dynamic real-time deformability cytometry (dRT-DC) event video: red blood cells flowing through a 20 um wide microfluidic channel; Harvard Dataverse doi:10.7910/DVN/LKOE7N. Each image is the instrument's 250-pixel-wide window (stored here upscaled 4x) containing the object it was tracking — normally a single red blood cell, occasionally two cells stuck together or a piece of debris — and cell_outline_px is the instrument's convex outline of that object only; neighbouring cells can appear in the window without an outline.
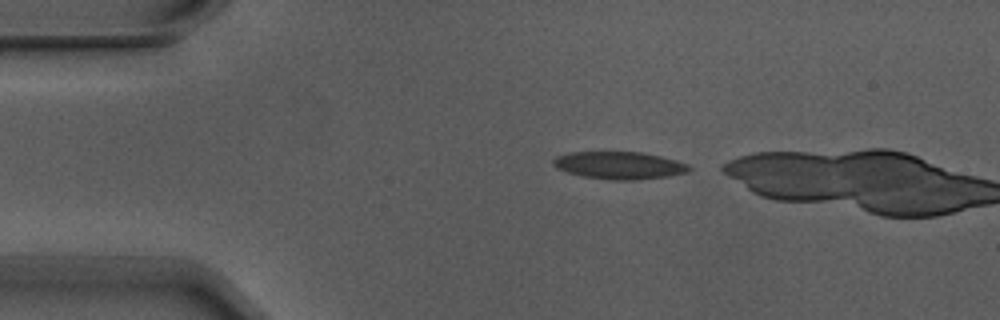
{"species": "Egyptian fruit bat (a non-hibernating species)", "species_latin": "Rousettus aegyptiacus", "temperature_condition": "warm", "stored_images_in_passage": 2, "camera_frame_rate_fps": 3000, "um_per_image_px": 0.085, "animal": {"sex": "male"}, "frame": {"image": 1, "passage_image": 1, "time_ms": 0.0, "image_size_px": [1000, 320], "cell_outline_px": [[692, 168], [688, 172], [668, 176], [636, 180], [612, 180], [584, 176], [568, 172], [556, 168], [552, 164], [552, 160], [556, 156], [572, 152], [640, 152], [660, 156], [676, 160], [688, 164]], "centroid_in_image_um": [52.65, 14.05], "position_along_channel_um": 32.4, "area_um2": 21.68}}